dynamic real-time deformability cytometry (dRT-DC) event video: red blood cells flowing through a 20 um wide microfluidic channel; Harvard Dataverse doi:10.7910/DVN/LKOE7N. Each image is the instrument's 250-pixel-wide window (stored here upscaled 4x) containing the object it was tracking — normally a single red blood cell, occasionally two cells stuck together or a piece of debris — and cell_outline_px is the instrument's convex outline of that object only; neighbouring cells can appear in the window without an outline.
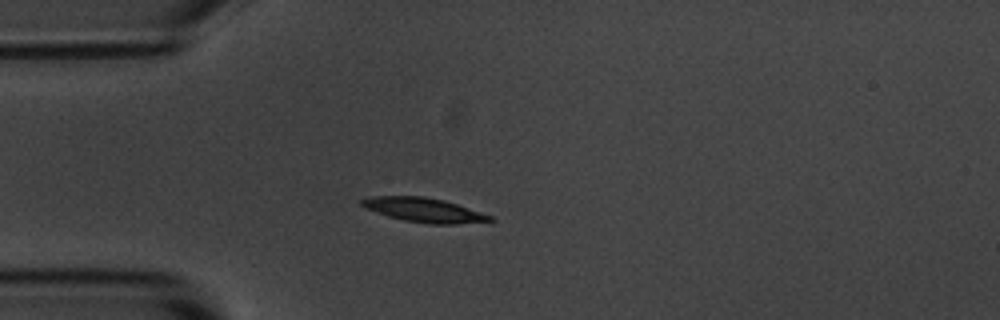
{"species": "common noctule bat (a hibernating species)", "species_latin": "Nyctalus noctula", "temperature_condition": "room temperature", "stored_images_in_passage": 9, "camera_frame_rate_fps": 3000, "um_per_image_px": 0.085, "animal": {"sex": "male", "body_mass_g": 20.1, "forearm_length_mm": 53.5}, "frame": {"image": 1, "passage_image": 4, "time_ms": 8.667, "image_size_px": [1000, 320], "cell_outline_px": [[496, 220], [456, 224], [428, 224], [404, 220], [388, 216], [364, 208], [360, 204], [360, 200], [372, 196], [424, 196], [444, 200], [492, 216]], "centroid_in_image_um": [36.0, 17.85], "position_along_channel_um": 49.0, "area_um2": 18.03}}